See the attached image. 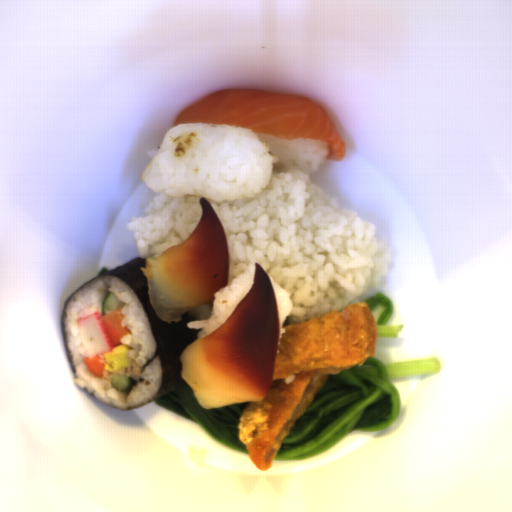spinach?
<instances>
[{"instance_id": "1", "label": "spinach", "mask_w": 512, "mask_h": 512, "mask_svg": "<svg viewBox=\"0 0 512 512\" xmlns=\"http://www.w3.org/2000/svg\"><path fill=\"white\" fill-rule=\"evenodd\" d=\"M441 367L437 357L395 363L371 357L328 375L273 460H310L351 432L380 433L401 415L400 394L391 378L434 374Z\"/></svg>"}, {"instance_id": "2", "label": "spinach", "mask_w": 512, "mask_h": 512, "mask_svg": "<svg viewBox=\"0 0 512 512\" xmlns=\"http://www.w3.org/2000/svg\"><path fill=\"white\" fill-rule=\"evenodd\" d=\"M154 401L155 405L197 423L221 446L250 455L238 434L241 415L250 401L232 403L218 409H205L188 383Z\"/></svg>"}, {"instance_id": "3", "label": "spinach", "mask_w": 512, "mask_h": 512, "mask_svg": "<svg viewBox=\"0 0 512 512\" xmlns=\"http://www.w3.org/2000/svg\"><path fill=\"white\" fill-rule=\"evenodd\" d=\"M364 302L367 303L371 313L377 306L384 308L382 314L376 321V330L378 338H395L403 329L404 325H389L388 322L394 313V305L392 300L384 293H377Z\"/></svg>"}]
</instances>
